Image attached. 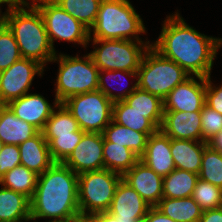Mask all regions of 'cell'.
Returning <instances> with one entry per match:
<instances>
[{
    "label": "cell",
    "instance_id": "cell-15",
    "mask_svg": "<svg viewBox=\"0 0 222 222\" xmlns=\"http://www.w3.org/2000/svg\"><path fill=\"white\" fill-rule=\"evenodd\" d=\"M122 179L129 184L151 207L163 198V177L138 161Z\"/></svg>",
    "mask_w": 222,
    "mask_h": 222
},
{
    "label": "cell",
    "instance_id": "cell-14",
    "mask_svg": "<svg viewBox=\"0 0 222 222\" xmlns=\"http://www.w3.org/2000/svg\"><path fill=\"white\" fill-rule=\"evenodd\" d=\"M151 206L123 179L107 212L121 221L142 222Z\"/></svg>",
    "mask_w": 222,
    "mask_h": 222
},
{
    "label": "cell",
    "instance_id": "cell-1",
    "mask_svg": "<svg viewBox=\"0 0 222 222\" xmlns=\"http://www.w3.org/2000/svg\"><path fill=\"white\" fill-rule=\"evenodd\" d=\"M158 39L151 46L171 59L190 76L209 77L222 38L201 34L189 26L178 12L167 16Z\"/></svg>",
    "mask_w": 222,
    "mask_h": 222
},
{
    "label": "cell",
    "instance_id": "cell-46",
    "mask_svg": "<svg viewBox=\"0 0 222 222\" xmlns=\"http://www.w3.org/2000/svg\"><path fill=\"white\" fill-rule=\"evenodd\" d=\"M2 146H3V143L0 141V152H1Z\"/></svg>",
    "mask_w": 222,
    "mask_h": 222
},
{
    "label": "cell",
    "instance_id": "cell-38",
    "mask_svg": "<svg viewBox=\"0 0 222 222\" xmlns=\"http://www.w3.org/2000/svg\"><path fill=\"white\" fill-rule=\"evenodd\" d=\"M19 165H21V159L18 145L3 144L0 152V178Z\"/></svg>",
    "mask_w": 222,
    "mask_h": 222
},
{
    "label": "cell",
    "instance_id": "cell-29",
    "mask_svg": "<svg viewBox=\"0 0 222 222\" xmlns=\"http://www.w3.org/2000/svg\"><path fill=\"white\" fill-rule=\"evenodd\" d=\"M198 174L175 168L163 177V197L185 198L193 195Z\"/></svg>",
    "mask_w": 222,
    "mask_h": 222
},
{
    "label": "cell",
    "instance_id": "cell-43",
    "mask_svg": "<svg viewBox=\"0 0 222 222\" xmlns=\"http://www.w3.org/2000/svg\"><path fill=\"white\" fill-rule=\"evenodd\" d=\"M208 145L222 154V131L209 140Z\"/></svg>",
    "mask_w": 222,
    "mask_h": 222
},
{
    "label": "cell",
    "instance_id": "cell-24",
    "mask_svg": "<svg viewBox=\"0 0 222 222\" xmlns=\"http://www.w3.org/2000/svg\"><path fill=\"white\" fill-rule=\"evenodd\" d=\"M155 207L176 222H199L203 212L192 196L185 198L163 197Z\"/></svg>",
    "mask_w": 222,
    "mask_h": 222
},
{
    "label": "cell",
    "instance_id": "cell-3",
    "mask_svg": "<svg viewBox=\"0 0 222 222\" xmlns=\"http://www.w3.org/2000/svg\"><path fill=\"white\" fill-rule=\"evenodd\" d=\"M0 19L13 32L22 58L37 61L44 67L54 59L56 51L49 41L43 18L33 4H13Z\"/></svg>",
    "mask_w": 222,
    "mask_h": 222
},
{
    "label": "cell",
    "instance_id": "cell-41",
    "mask_svg": "<svg viewBox=\"0 0 222 222\" xmlns=\"http://www.w3.org/2000/svg\"><path fill=\"white\" fill-rule=\"evenodd\" d=\"M82 220L84 222H137V221H121V219H117L108 212L94 213L83 218Z\"/></svg>",
    "mask_w": 222,
    "mask_h": 222
},
{
    "label": "cell",
    "instance_id": "cell-18",
    "mask_svg": "<svg viewBox=\"0 0 222 222\" xmlns=\"http://www.w3.org/2000/svg\"><path fill=\"white\" fill-rule=\"evenodd\" d=\"M139 160L162 177L169 175L176 168L171 153V139L160 130L150 135Z\"/></svg>",
    "mask_w": 222,
    "mask_h": 222
},
{
    "label": "cell",
    "instance_id": "cell-33",
    "mask_svg": "<svg viewBox=\"0 0 222 222\" xmlns=\"http://www.w3.org/2000/svg\"><path fill=\"white\" fill-rule=\"evenodd\" d=\"M21 58L13 32L0 19V71L8 69Z\"/></svg>",
    "mask_w": 222,
    "mask_h": 222
},
{
    "label": "cell",
    "instance_id": "cell-16",
    "mask_svg": "<svg viewBox=\"0 0 222 222\" xmlns=\"http://www.w3.org/2000/svg\"><path fill=\"white\" fill-rule=\"evenodd\" d=\"M201 111H164L159 130L170 139L202 142Z\"/></svg>",
    "mask_w": 222,
    "mask_h": 222
},
{
    "label": "cell",
    "instance_id": "cell-32",
    "mask_svg": "<svg viewBox=\"0 0 222 222\" xmlns=\"http://www.w3.org/2000/svg\"><path fill=\"white\" fill-rule=\"evenodd\" d=\"M198 177L222 189V154L209 145L204 148Z\"/></svg>",
    "mask_w": 222,
    "mask_h": 222
},
{
    "label": "cell",
    "instance_id": "cell-9",
    "mask_svg": "<svg viewBox=\"0 0 222 222\" xmlns=\"http://www.w3.org/2000/svg\"><path fill=\"white\" fill-rule=\"evenodd\" d=\"M62 103L84 132L102 133L112 121L113 102L100 90L68 97Z\"/></svg>",
    "mask_w": 222,
    "mask_h": 222
},
{
    "label": "cell",
    "instance_id": "cell-35",
    "mask_svg": "<svg viewBox=\"0 0 222 222\" xmlns=\"http://www.w3.org/2000/svg\"><path fill=\"white\" fill-rule=\"evenodd\" d=\"M106 74V76H105ZM128 77H135L137 79V72H130V71H123V70H102L99 71V80H98V90H100L107 98H109L112 102L124 100L128 97L132 92L135 91L137 88V80L128 89H124L122 92H118L117 94L112 92V89L107 85L106 78L113 79V80H121L124 76ZM108 79V80H109ZM124 80V79H123Z\"/></svg>",
    "mask_w": 222,
    "mask_h": 222
},
{
    "label": "cell",
    "instance_id": "cell-37",
    "mask_svg": "<svg viewBox=\"0 0 222 222\" xmlns=\"http://www.w3.org/2000/svg\"><path fill=\"white\" fill-rule=\"evenodd\" d=\"M202 142H208L222 131V115L206 104L201 110Z\"/></svg>",
    "mask_w": 222,
    "mask_h": 222
},
{
    "label": "cell",
    "instance_id": "cell-2",
    "mask_svg": "<svg viewBox=\"0 0 222 222\" xmlns=\"http://www.w3.org/2000/svg\"><path fill=\"white\" fill-rule=\"evenodd\" d=\"M51 218L49 222L82 220L78 202V175L63 163H54L38 176L30 199V220Z\"/></svg>",
    "mask_w": 222,
    "mask_h": 222
},
{
    "label": "cell",
    "instance_id": "cell-36",
    "mask_svg": "<svg viewBox=\"0 0 222 222\" xmlns=\"http://www.w3.org/2000/svg\"><path fill=\"white\" fill-rule=\"evenodd\" d=\"M84 133L85 132L80 129L77 132H73V135H65L54 138L48 144L54 162L63 163L78 145Z\"/></svg>",
    "mask_w": 222,
    "mask_h": 222
},
{
    "label": "cell",
    "instance_id": "cell-27",
    "mask_svg": "<svg viewBox=\"0 0 222 222\" xmlns=\"http://www.w3.org/2000/svg\"><path fill=\"white\" fill-rule=\"evenodd\" d=\"M112 119L120 125L146 133L148 136L159 130L148 118H145V114L133 110L124 100L113 102Z\"/></svg>",
    "mask_w": 222,
    "mask_h": 222
},
{
    "label": "cell",
    "instance_id": "cell-4",
    "mask_svg": "<svg viewBox=\"0 0 222 222\" xmlns=\"http://www.w3.org/2000/svg\"><path fill=\"white\" fill-rule=\"evenodd\" d=\"M145 30L140 15L129 0H102L96 21L89 30V41L91 39L142 41L138 35L146 33Z\"/></svg>",
    "mask_w": 222,
    "mask_h": 222
},
{
    "label": "cell",
    "instance_id": "cell-8",
    "mask_svg": "<svg viewBox=\"0 0 222 222\" xmlns=\"http://www.w3.org/2000/svg\"><path fill=\"white\" fill-rule=\"evenodd\" d=\"M93 45H100L90 52L96 67L102 70H123L137 72L144 53L151 46L149 41L121 39H92Z\"/></svg>",
    "mask_w": 222,
    "mask_h": 222
},
{
    "label": "cell",
    "instance_id": "cell-11",
    "mask_svg": "<svg viewBox=\"0 0 222 222\" xmlns=\"http://www.w3.org/2000/svg\"><path fill=\"white\" fill-rule=\"evenodd\" d=\"M44 66L37 61L21 58L8 69L0 71V105H7L28 93L34 76L43 75Z\"/></svg>",
    "mask_w": 222,
    "mask_h": 222
},
{
    "label": "cell",
    "instance_id": "cell-23",
    "mask_svg": "<svg viewBox=\"0 0 222 222\" xmlns=\"http://www.w3.org/2000/svg\"><path fill=\"white\" fill-rule=\"evenodd\" d=\"M106 141L129 148L139 158L144 154L148 135L116 123L113 119L102 132Z\"/></svg>",
    "mask_w": 222,
    "mask_h": 222
},
{
    "label": "cell",
    "instance_id": "cell-12",
    "mask_svg": "<svg viewBox=\"0 0 222 222\" xmlns=\"http://www.w3.org/2000/svg\"><path fill=\"white\" fill-rule=\"evenodd\" d=\"M198 80H195V78ZM190 76L163 100V111L198 112L206 104V78Z\"/></svg>",
    "mask_w": 222,
    "mask_h": 222
},
{
    "label": "cell",
    "instance_id": "cell-34",
    "mask_svg": "<svg viewBox=\"0 0 222 222\" xmlns=\"http://www.w3.org/2000/svg\"><path fill=\"white\" fill-rule=\"evenodd\" d=\"M192 198L203 211L222 207V189L201 179L196 182Z\"/></svg>",
    "mask_w": 222,
    "mask_h": 222
},
{
    "label": "cell",
    "instance_id": "cell-28",
    "mask_svg": "<svg viewBox=\"0 0 222 222\" xmlns=\"http://www.w3.org/2000/svg\"><path fill=\"white\" fill-rule=\"evenodd\" d=\"M139 157L129 148L122 145L103 141L104 168L123 176L138 161Z\"/></svg>",
    "mask_w": 222,
    "mask_h": 222
},
{
    "label": "cell",
    "instance_id": "cell-30",
    "mask_svg": "<svg viewBox=\"0 0 222 222\" xmlns=\"http://www.w3.org/2000/svg\"><path fill=\"white\" fill-rule=\"evenodd\" d=\"M38 176L39 175L32 172L27 167L19 165L7 171L0 178V185L12 189L15 192L22 193L31 199L36 190Z\"/></svg>",
    "mask_w": 222,
    "mask_h": 222
},
{
    "label": "cell",
    "instance_id": "cell-7",
    "mask_svg": "<svg viewBox=\"0 0 222 222\" xmlns=\"http://www.w3.org/2000/svg\"><path fill=\"white\" fill-rule=\"evenodd\" d=\"M121 179L120 174L105 168L79 174L78 202L81 218L107 212Z\"/></svg>",
    "mask_w": 222,
    "mask_h": 222
},
{
    "label": "cell",
    "instance_id": "cell-17",
    "mask_svg": "<svg viewBox=\"0 0 222 222\" xmlns=\"http://www.w3.org/2000/svg\"><path fill=\"white\" fill-rule=\"evenodd\" d=\"M57 104L58 102L54 100V106H51L42 95L27 93L10 101L7 106L16 117L42 131Z\"/></svg>",
    "mask_w": 222,
    "mask_h": 222
},
{
    "label": "cell",
    "instance_id": "cell-21",
    "mask_svg": "<svg viewBox=\"0 0 222 222\" xmlns=\"http://www.w3.org/2000/svg\"><path fill=\"white\" fill-rule=\"evenodd\" d=\"M207 142L171 139V153L175 167L199 174L204 148Z\"/></svg>",
    "mask_w": 222,
    "mask_h": 222
},
{
    "label": "cell",
    "instance_id": "cell-13",
    "mask_svg": "<svg viewBox=\"0 0 222 222\" xmlns=\"http://www.w3.org/2000/svg\"><path fill=\"white\" fill-rule=\"evenodd\" d=\"M102 133L85 132L63 164L77 175L104 169Z\"/></svg>",
    "mask_w": 222,
    "mask_h": 222
},
{
    "label": "cell",
    "instance_id": "cell-26",
    "mask_svg": "<svg viewBox=\"0 0 222 222\" xmlns=\"http://www.w3.org/2000/svg\"><path fill=\"white\" fill-rule=\"evenodd\" d=\"M124 101L135 111L145 114L158 129L163 119V100L138 87Z\"/></svg>",
    "mask_w": 222,
    "mask_h": 222
},
{
    "label": "cell",
    "instance_id": "cell-31",
    "mask_svg": "<svg viewBox=\"0 0 222 222\" xmlns=\"http://www.w3.org/2000/svg\"><path fill=\"white\" fill-rule=\"evenodd\" d=\"M89 30L94 25L102 0H53Z\"/></svg>",
    "mask_w": 222,
    "mask_h": 222
},
{
    "label": "cell",
    "instance_id": "cell-40",
    "mask_svg": "<svg viewBox=\"0 0 222 222\" xmlns=\"http://www.w3.org/2000/svg\"><path fill=\"white\" fill-rule=\"evenodd\" d=\"M142 222H176L156 207H150Z\"/></svg>",
    "mask_w": 222,
    "mask_h": 222
},
{
    "label": "cell",
    "instance_id": "cell-6",
    "mask_svg": "<svg viewBox=\"0 0 222 222\" xmlns=\"http://www.w3.org/2000/svg\"><path fill=\"white\" fill-rule=\"evenodd\" d=\"M189 77L176 62L162 56L150 46L137 71V87L164 100L178 84Z\"/></svg>",
    "mask_w": 222,
    "mask_h": 222
},
{
    "label": "cell",
    "instance_id": "cell-20",
    "mask_svg": "<svg viewBox=\"0 0 222 222\" xmlns=\"http://www.w3.org/2000/svg\"><path fill=\"white\" fill-rule=\"evenodd\" d=\"M39 130L19 119L7 105H0V141L8 145H20L35 136Z\"/></svg>",
    "mask_w": 222,
    "mask_h": 222
},
{
    "label": "cell",
    "instance_id": "cell-5",
    "mask_svg": "<svg viewBox=\"0 0 222 222\" xmlns=\"http://www.w3.org/2000/svg\"><path fill=\"white\" fill-rule=\"evenodd\" d=\"M82 58V59H81ZM75 57L56 54L51 62H59V70L56 81L55 100L64 102L72 97L87 92L98 90L99 69L94 64L91 55Z\"/></svg>",
    "mask_w": 222,
    "mask_h": 222
},
{
    "label": "cell",
    "instance_id": "cell-39",
    "mask_svg": "<svg viewBox=\"0 0 222 222\" xmlns=\"http://www.w3.org/2000/svg\"><path fill=\"white\" fill-rule=\"evenodd\" d=\"M206 105L222 115V85L213 86L210 76L206 78Z\"/></svg>",
    "mask_w": 222,
    "mask_h": 222
},
{
    "label": "cell",
    "instance_id": "cell-10",
    "mask_svg": "<svg viewBox=\"0 0 222 222\" xmlns=\"http://www.w3.org/2000/svg\"><path fill=\"white\" fill-rule=\"evenodd\" d=\"M33 5L39 10L52 48L54 40L78 43L84 48L89 43V29L64 11L53 0H36Z\"/></svg>",
    "mask_w": 222,
    "mask_h": 222
},
{
    "label": "cell",
    "instance_id": "cell-44",
    "mask_svg": "<svg viewBox=\"0 0 222 222\" xmlns=\"http://www.w3.org/2000/svg\"><path fill=\"white\" fill-rule=\"evenodd\" d=\"M13 4H29L28 0H10ZM36 0H32L30 3H34Z\"/></svg>",
    "mask_w": 222,
    "mask_h": 222
},
{
    "label": "cell",
    "instance_id": "cell-19",
    "mask_svg": "<svg viewBox=\"0 0 222 222\" xmlns=\"http://www.w3.org/2000/svg\"><path fill=\"white\" fill-rule=\"evenodd\" d=\"M18 147L21 165L27 167L37 175H41L55 163L52 159L49 145L41 131L22 142Z\"/></svg>",
    "mask_w": 222,
    "mask_h": 222
},
{
    "label": "cell",
    "instance_id": "cell-45",
    "mask_svg": "<svg viewBox=\"0 0 222 222\" xmlns=\"http://www.w3.org/2000/svg\"><path fill=\"white\" fill-rule=\"evenodd\" d=\"M5 3H7L8 7L13 5V3L10 0H0V6L1 4H5Z\"/></svg>",
    "mask_w": 222,
    "mask_h": 222
},
{
    "label": "cell",
    "instance_id": "cell-25",
    "mask_svg": "<svg viewBox=\"0 0 222 222\" xmlns=\"http://www.w3.org/2000/svg\"><path fill=\"white\" fill-rule=\"evenodd\" d=\"M56 109L52 111L50 118L46 121L45 126L41 131L48 144L54 138L73 135V132L80 130L78 122L63 103H58Z\"/></svg>",
    "mask_w": 222,
    "mask_h": 222
},
{
    "label": "cell",
    "instance_id": "cell-22",
    "mask_svg": "<svg viewBox=\"0 0 222 222\" xmlns=\"http://www.w3.org/2000/svg\"><path fill=\"white\" fill-rule=\"evenodd\" d=\"M30 221V199L3 187L0 189V222Z\"/></svg>",
    "mask_w": 222,
    "mask_h": 222
},
{
    "label": "cell",
    "instance_id": "cell-42",
    "mask_svg": "<svg viewBox=\"0 0 222 222\" xmlns=\"http://www.w3.org/2000/svg\"><path fill=\"white\" fill-rule=\"evenodd\" d=\"M199 222H222V207L204 210Z\"/></svg>",
    "mask_w": 222,
    "mask_h": 222
}]
</instances>
